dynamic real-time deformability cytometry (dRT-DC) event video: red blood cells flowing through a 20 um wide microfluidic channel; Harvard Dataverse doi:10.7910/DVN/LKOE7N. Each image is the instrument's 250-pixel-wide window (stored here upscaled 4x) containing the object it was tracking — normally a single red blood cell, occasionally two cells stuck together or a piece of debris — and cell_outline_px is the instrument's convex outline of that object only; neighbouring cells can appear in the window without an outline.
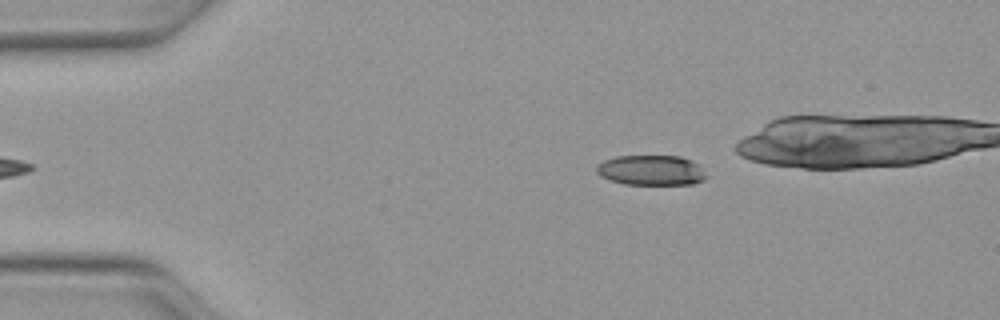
{"species": "Egyptian fruit bat (a non-hibernating species)", "species_latin": "Rousettus aegyptiacus", "temperature_condition": "warm", "stored_images_in_passage": 34, "camera_frame_rate_fps": 3000, "um_per_image_px": 0.085, "animal": {"sex": "female"}, "frame": {"image": 1, "passage_image": 2, "time_ms": 0.333, "image_size_px": [1000, 320], "cell_outline_px": [[708, 176], [704, 180], [692, 184], [624, 184], [608, 180], [600, 176], [596, 172], [596, 164], [604, 160], [616, 156], [680, 156], [692, 160], [700, 164]], "centroid_in_image_um": [55.36, 14.47], "position_along_channel_um": 29.6, "area_um2": 19.59}}
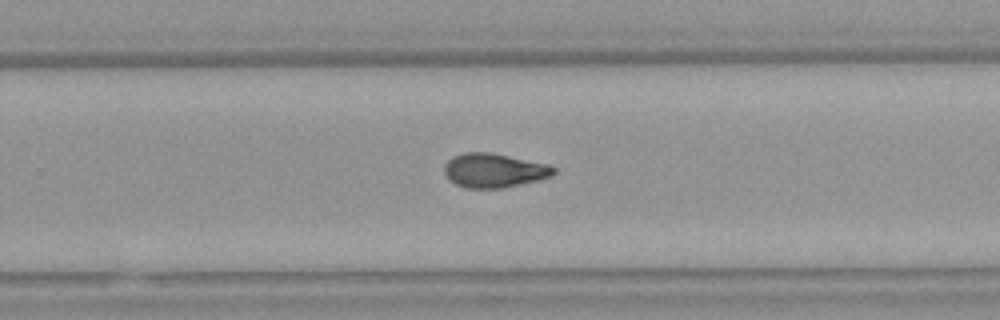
{"frame": {"image": 2, "passage_image": 25, "time_ms": 8.0, "image_size_px": [1000, 320], "cell_outline_px": [[556, 172], [552, 176], [540, 180], [500, 188], [468, 188], [456, 184], [448, 180], [444, 172], [444, 164], [452, 156], [464, 152], [488, 152], [548, 164], [556, 168]], "centroid_in_image_um": [41.98, 14.49], "position_along_channel_um": 287.8, "area_um2": 21.79}}
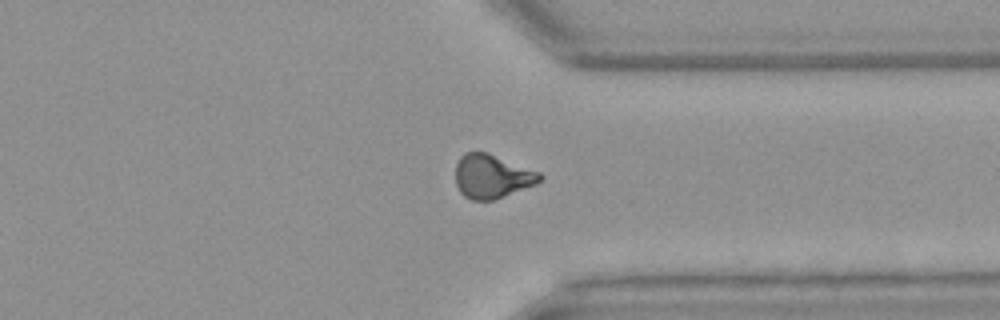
{"frame": {"image": 3, "passage_image": 31, "time_ms": 10.0, "image_size_px": [1000, 320], "cell_outline_px": [[544, 176], [536, 184], [492, 200], [472, 200], [464, 196], [460, 192], [456, 184], [456, 164], [460, 156], [464, 152], [488, 152], [540, 172]], "centroid_in_image_um": [41.81, 14.97], "position_along_channel_um": 369.6, "area_um2": 21.5}}